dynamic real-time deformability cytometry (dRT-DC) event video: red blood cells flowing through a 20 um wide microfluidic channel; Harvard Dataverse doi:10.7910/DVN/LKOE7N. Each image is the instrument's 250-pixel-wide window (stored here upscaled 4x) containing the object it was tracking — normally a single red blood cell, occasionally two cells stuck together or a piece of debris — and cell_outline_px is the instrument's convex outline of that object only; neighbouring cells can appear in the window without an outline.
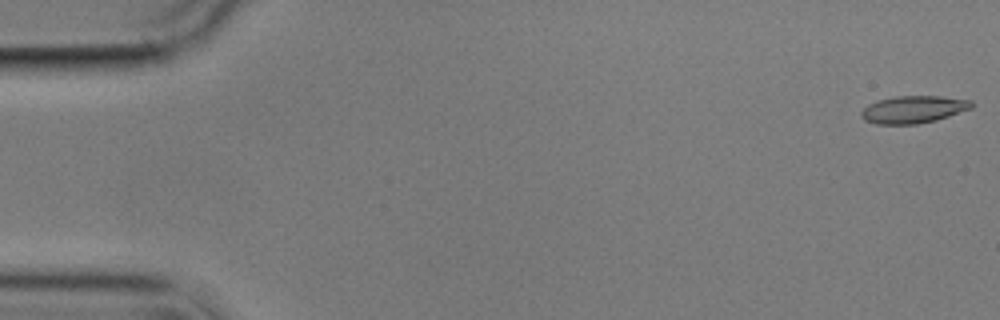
{"species": "common noctule bat (a hibernating species)", "species_latin": "Nyctalus noctula", "temperature_condition": "cold", "stored_images_in_passage": 6, "camera_frame_rate_fps": 3000, "um_per_image_px": 0.085, "animal": {"sex": "male", "body_mass_g": 17.9}, "frame": {"image": 1, "passage_image": 1, "time_ms": 0.0, "image_size_px": [1000, 320], "cell_outline_px": [[972, 108], [936, 120], [916, 124], [876, 124], [864, 120], [860, 116], [860, 112], [868, 104], [876, 100], [896, 96], [940, 96], [972, 100]], "centroid_in_image_um": [77.6, 9.3], "position_along_channel_um": 7.4, "area_um2": 17.63}}
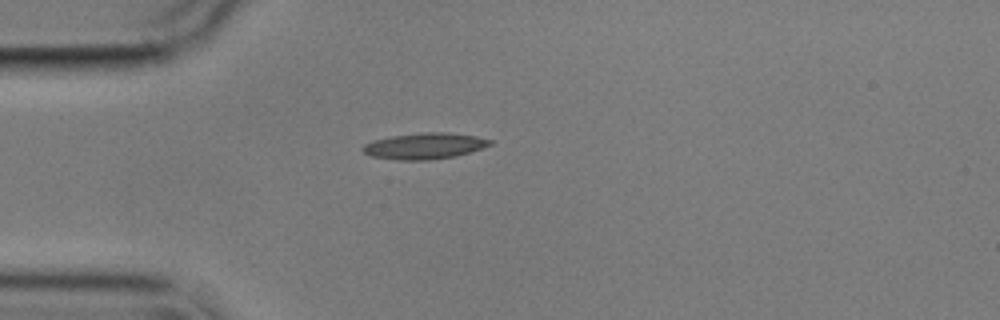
{"frame": {"image": 2, "passage_image": 4, "time_ms": 4.667, "image_size_px": [1000, 320], "cell_outline_px": [[492, 144], [456, 156], [428, 160], [396, 160], [372, 156], [364, 152], [360, 148], [364, 144], [372, 140], [392, 136], [424, 132], [444, 132], [476, 136], [492, 140]], "centroid_in_image_um": [36.05, 12.41], "position_along_channel_um": 49.0, "area_um2": 19.25}}
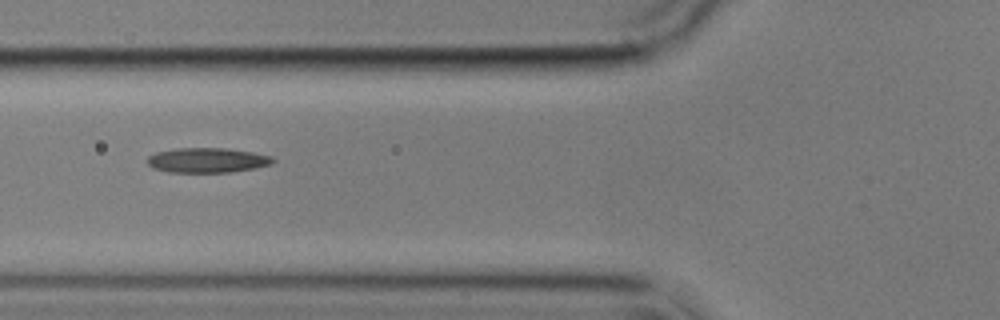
{"frame": {"image": 3, "passage_image": 6, "time_ms": 6.667, "image_size_px": [1000, 320], "cell_outline_px": [[276, 160], [272, 164], [256, 168], [228, 172], [168, 172], [152, 168], [148, 164], [148, 156], [156, 152], [176, 148], [224, 148], [252, 152], [272, 156]], "centroid_in_image_um": [17.62, 13.62], "position_along_channel_um": 108.2, "area_um2": 18.21}}